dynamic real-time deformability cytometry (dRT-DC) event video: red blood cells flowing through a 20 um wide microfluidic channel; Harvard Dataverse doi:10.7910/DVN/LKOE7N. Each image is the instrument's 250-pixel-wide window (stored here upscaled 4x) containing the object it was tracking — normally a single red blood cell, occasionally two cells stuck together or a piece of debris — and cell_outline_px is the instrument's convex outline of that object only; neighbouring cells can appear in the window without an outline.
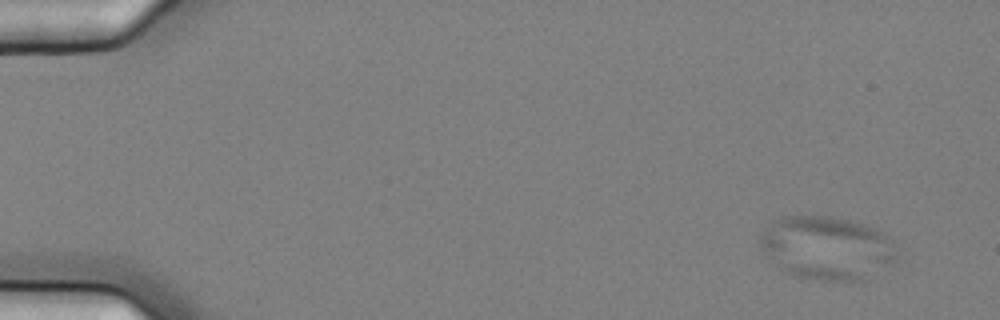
{"species": "common noctule bat (a hibernating species)", "species_latin": "Nyctalus noctula", "temperature_condition": "cold", "stored_images_in_passage": 6, "camera_frame_rate_fps": 3000, "um_per_image_px": 0.085, "animal": {"sex": "female", "body_mass_g": 25.1}, "frame": {"image": 1, "passage_image": 2, "time_ms": 0.333, "image_size_px": [1000, 320], "cell_outline_px": [[896, 260], [892, 264], [860, 280], [824, 280], [796, 276], [784, 272], [776, 268], [760, 248], [760, 236], [764, 228], [772, 220], [780, 216], [828, 216], [848, 220], [872, 228], [880, 232], [892, 244], [896, 252]], "centroid_in_image_um": [70.18, 21.07], "position_along_channel_um": 14.8, "area_um2": 50.11}}